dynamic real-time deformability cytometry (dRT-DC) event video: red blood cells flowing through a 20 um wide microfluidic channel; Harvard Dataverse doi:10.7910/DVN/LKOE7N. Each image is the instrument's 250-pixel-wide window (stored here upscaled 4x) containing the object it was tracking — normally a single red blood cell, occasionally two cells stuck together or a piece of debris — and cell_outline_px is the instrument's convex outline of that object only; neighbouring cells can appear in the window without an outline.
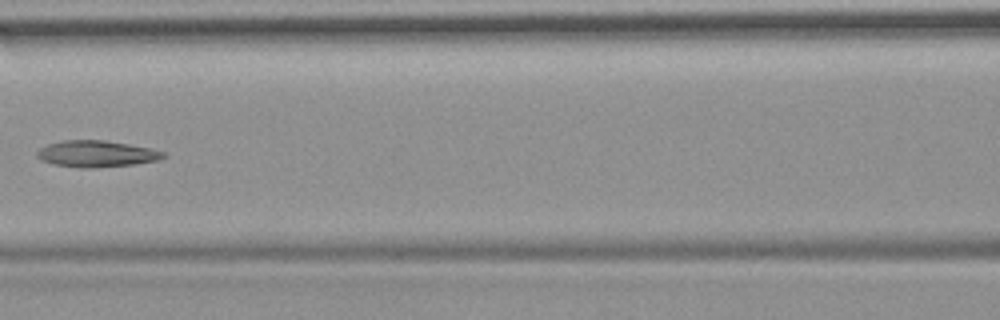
{"species": "common noctule bat (a hibernating species)", "species_latin": "Nyctalus noctula", "temperature_condition": "room temperature", "stored_images_in_passage": 7, "camera_frame_rate_fps": 3000, "um_per_image_px": 0.085, "animal": {"sex": "female", "body_mass_g": 19.9}, "frame": {"image": 1, "passage_image": 7, "time_ms": 7.333, "image_size_px": [1000, 320], "cell_outline_px": [[168, 156], [160, 160], [136, 164], [92, 168], [80, 168], [52, 164], [40, 160], [36, 156], [36, 152], [40, 148], [48, 144], [64, 140], [104, 140], [152, 148], [164, 152]], "centroid_in_image_um": [8.22, 13.08], "position_along_channel_um": 158.4, "area_um2": 19.71}}